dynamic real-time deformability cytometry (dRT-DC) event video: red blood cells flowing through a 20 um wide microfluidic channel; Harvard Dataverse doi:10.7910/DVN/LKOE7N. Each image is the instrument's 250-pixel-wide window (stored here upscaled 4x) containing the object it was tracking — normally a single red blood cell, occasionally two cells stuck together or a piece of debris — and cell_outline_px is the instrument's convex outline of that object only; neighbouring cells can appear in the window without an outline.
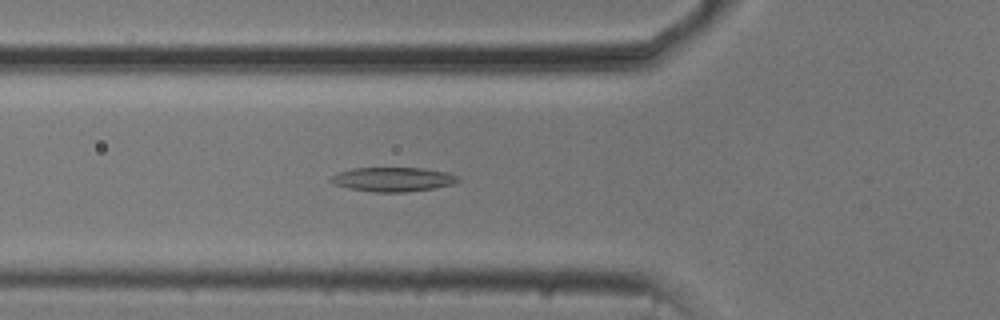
{"species": "common noctule bat (a hibernating species)", "species_latin": "Nyctalus noctula", "temperature_condition": "cold", "stored_images_in_passage": 54, "camera_frame_rate_fps": 3000, "um_per_image_px": 0.085, "animal": {"sex": "male", "body_mass_g": 20.5, "forearm_length_mm": 52.5}, "frame": {"image": 1, "passage_image": 19, "time_ms": 6.0, "image_size_px": [1000, 320], "cell_outline_px": [[460, 180], [452, 184], [432, 188], [404, 192], [376, 192], [348, 188], [336, 184], [328, 180], [332, 176], [340, 172], [352, 168], [424, 168], [448, 172], [456, 176]], "centroid_in_image_um": [33.4, 15.24], "position_along_channel_um": 92.4, "area_um2": 17.74}}
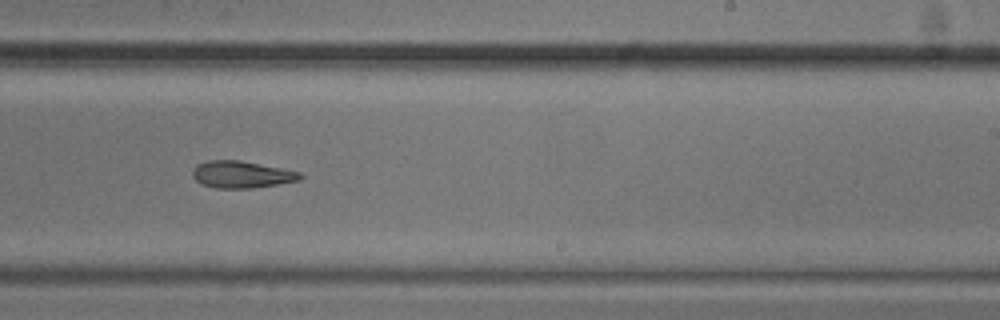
{"frame": {"image": 2, "passage_image": 33, "time_ms": 10.667, "image_size_px": [1000, 320], "cell_outline_px": [[304, 176], [300, 180], [252, 188], [216, 188], [200, 184], [192, 176], [192, 172], [196, 164], [208, 160], [240, 160], [300, 172]], "centroid_in_image_um": [20.5, 14.83], "position_along_channel_um": 268.5, "area_um2": 16.88}}
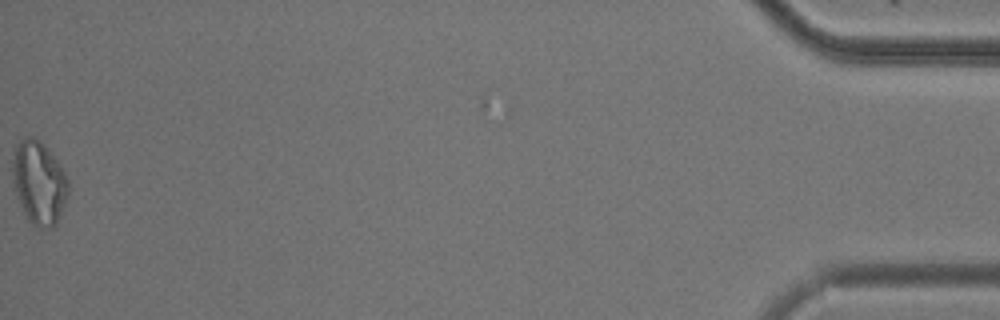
{"frame": {"image": 3, "passage_image": 54, "time_ms": 17.667, "image_size_px": [1000, 320], "cell_outline_px": [[68, 192], [56, 224], [52, 228], [36, 228], [28, 220], [16, 196], [12, 184], [12, 160], [16, 144], [24, 136], [32, 136], [40, 140], [56, 160], [64, 172], [68, 180]], "centroid_in_image_um": [3.27, 15.52], "position_along_channel_um": 431.9, "area_um2": 27.05}}